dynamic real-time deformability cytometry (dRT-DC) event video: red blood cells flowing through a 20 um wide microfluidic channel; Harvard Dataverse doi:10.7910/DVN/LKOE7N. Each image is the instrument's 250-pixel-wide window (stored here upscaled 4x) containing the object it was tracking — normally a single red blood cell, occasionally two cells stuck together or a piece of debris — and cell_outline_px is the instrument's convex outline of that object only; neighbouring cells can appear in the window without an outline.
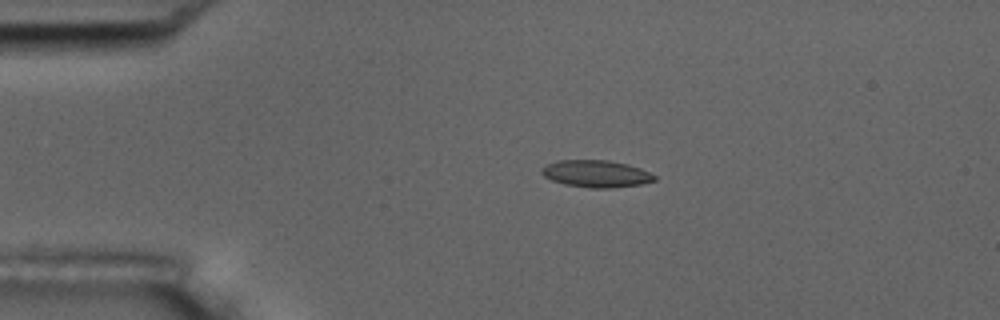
{"species": "common noctule bat (a hibernating species)", "species_latin": "Nyctalus noctula", "temperature_condition": "room temperature", "stored_images_in_passage": 7, "camera_frame_rate_fps": 3000, "um_per_image_px": 0.085, "animal": {"sex": "male", "body_mass_g": 17.5, "forearm_length_mm": 52.3}, "frame": {"image": 1, "passage_image": 1, "time_ms": 0.0, "image_size_px": [1000, 320], "cell_outline_px": [[656, 180], [640, 184], [612, 188], [588, 188], [564, 184], [552, 180], [544, 176], [540, 172], [540, 168], [556, 160], [608, 160], [628, 164], [640, 168], [656, 176]], "centroid_in_image_um": [50.65, 14.76], "position_along_channel_um": 34.4, "area_um2": 17.86}}
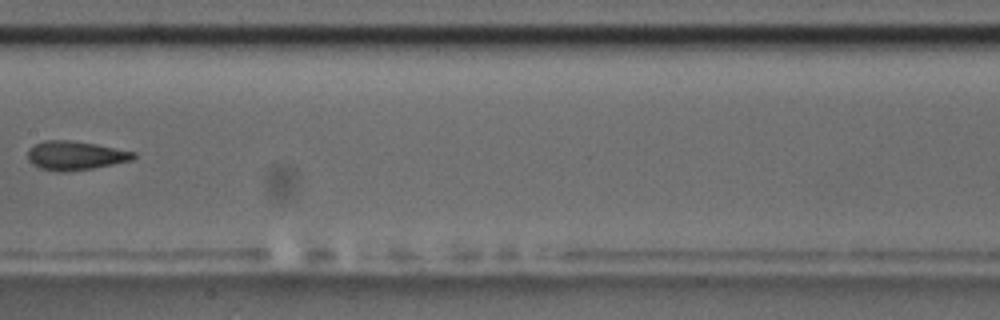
{"frame": {"image": 2, "passage_image": 6, "time_ms": 5.667, "image_size_px": [1000, 320], "cell_outline_px": [[136, 156], [132, 160], [92, 168], [40, 168], [32, 164], [28, 160], [28, 148], [44, 140], [68, 140], [96, 144], [136, 152]], "centroid_in_image_um": [6.42, 13.16], "position_along_channel_um": 201.0, "area_um2": 16.94}}
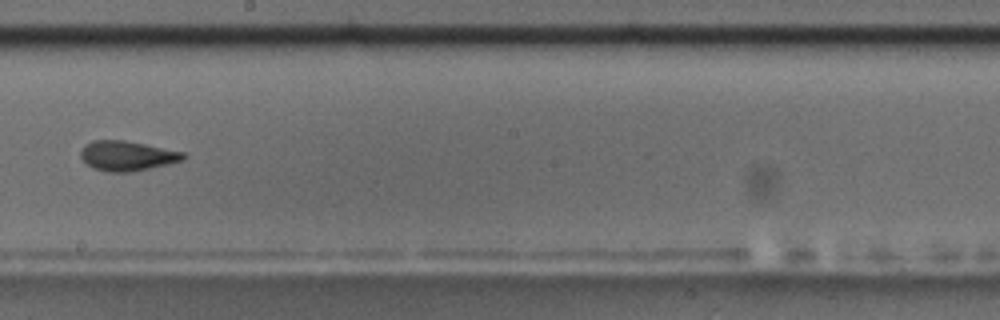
{"frame": {"image": 3, "passage_image": 7, "time_ms": 6.667, "image_size_px": [1000, 320], "cell_outline_px": [[188, 156], [184, 160], [168, 164], [128, 172], [108, 172], [92, 168], [80, 156], [80, 148], [84, 144], [92, 140], [124, 140], [184, 152]], "centroid_in_image_um": [10.78, 13.23], "position_along_channel_um": 237.4, "area_um2": 17.86}}